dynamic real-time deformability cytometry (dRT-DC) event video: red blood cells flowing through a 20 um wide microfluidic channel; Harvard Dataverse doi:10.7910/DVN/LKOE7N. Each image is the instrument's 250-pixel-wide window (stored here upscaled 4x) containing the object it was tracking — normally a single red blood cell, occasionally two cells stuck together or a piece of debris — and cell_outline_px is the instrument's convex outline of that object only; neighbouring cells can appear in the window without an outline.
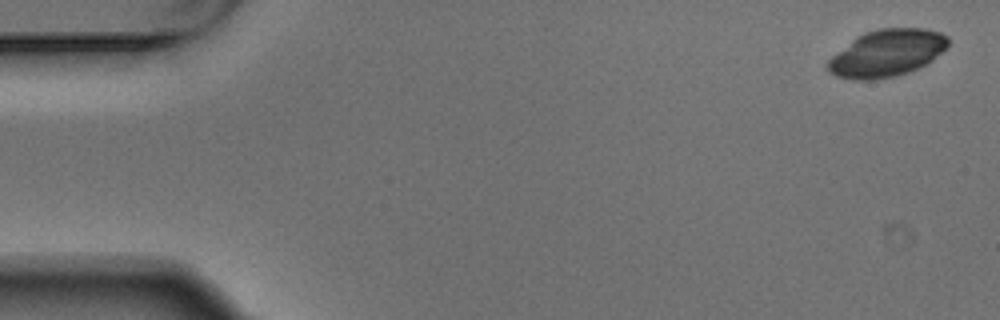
{"species": "Egyptian fruit bat (a non-hibernating species)", "species_latin": "Rousettus aegyptiacus", "temperature_condition": "warm", "stored_images_in_passage": 5, "camera_frame_rate_fps": 3000, "um_per_image_px": 0.085, "animal": {"sex": "male"}, "frame": {"image": 1, "passage_image": 1, "time_ms": 0.0, "image_size_px": [1000, 320], "cell_outline_px": [[948, 44], [932, 60], [920, 68], [896, 76], [872, 80], [852, 80], [836, 76], [828, 72], [828, 60], [832, 56], [856, 36], [864, 32], [880, 28], [924, 28], [940, 32], [948, 36]], "centroid_in_image_um": [75.36, 4.52], "position_along_channel_um": 9.6, "area_um2": 33.0}}